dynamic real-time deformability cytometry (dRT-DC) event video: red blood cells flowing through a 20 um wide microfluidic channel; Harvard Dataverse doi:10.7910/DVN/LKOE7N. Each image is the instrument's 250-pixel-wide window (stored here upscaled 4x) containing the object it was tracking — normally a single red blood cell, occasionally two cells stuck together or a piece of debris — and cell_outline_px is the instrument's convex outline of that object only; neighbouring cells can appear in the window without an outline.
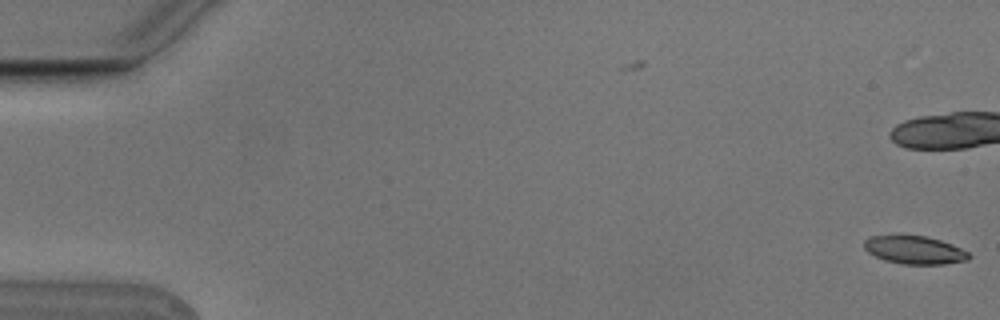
{"species": "Egyptian fruit bat (a non-hibernating species)", "species_latin": "Rousettus aegyptiacus", "temperature_condition": "cold", "stored_images_in_passage": 2, "camera_frame_rate_fps": 3000, "um_per_image_px": 0.085, "animal": {"sex": "male"}, "frame": {"image": 1, "passage_image": 2, "time_ms": 0.333, "image_size_px": [1000, 320], "cell_outline_px": [[972, 256], [968, 260], [944, 264], [900, 264], [884, 260], [868, 252], [864, 248], [864, 240], [868, 236], [896, 232], [900, 232], [924, 236], [940, 240], [952, 244], [968, 252]], "centroid_in_image_um": [77.67, 21.19], "position_along_channel_um": 7.3, "area_um2": 17.92}}